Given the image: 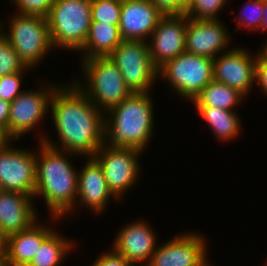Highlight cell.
I'll return each instance as SVG.
<instances>
[{"label":"cell","instance_id":"d4e9b609","mask_svg":"<svg viewBox=\"0 0 267 266\" xmlns=\"http://www.w3.org/2000/svg\"><path fill=\"white\" fill-rule=\"evenodd\" d=\"M122 9V0H92L91 22L118 25Z\"/></svg>","mask_w":267,"mask_h":266},{"label":"cell","instance_id":"83f0119b","mask_svg":"<svg viewBox=\"0 0 267 266\" xmlns=\"http://www.w3.org/2000/svg\"><path fill=\"white\" fill-rule=\"evenodd\" d=\"M229 0H193L186 9L185 15L195 20L220 19L217 14ZM217 15V16H216Z\"/></svg>","mask_w":267,"mask_h":266},{"label":"cell","instance_id":"f1b7e54d","mask_svg":"<svg viewBox=\"0 0 267 266\" xmlns=\"http://www.w3.org/2000/svg\"><path fill=\"white\" fill-rule=\"evenodd\" d=\"M25 72H17L0 77V98L8 102H12L17 96H19L22 90L23 76Z\"/></svg>","mask_w":267,"mask_h":266},{"label":"cell","instance_id":"8d00e7d4","mask_svg":"<svg viewBox=\"0 0 267 266\" xmlns=\"http://www.w3.org/2000/svg\"><path fill=\"white\" fill-rule=\"evenodd\" d=\"M11 139L7 136L6 132L0 127V149H2Z\"/></svg>","mask_w":267,"mask_h":266},{"label":"cell","instance_id":"5b68a950","mask_svg":"<svg viewBox=\"0 0 267 266\" xmlns=\"http://www.w3.org/2000/svg\"><path fill=\"white\" fill-rule=\"evenodd\" d=\"M92 0H54L47 18L54 48L80 51L91 25Z\"/></svg>","mask_w":267,"mask_h":266},{"label":"cell","instance_id":"4fadbf2b","mask_svg":"<svg viewBox=\"0 0 267 266\" xmlns=\"http://www.w3.org/2000/svg\"><path fill=\"white\" fill-rule=\"evenodd\" d=\"M206 240L191 231L173 236L157 246L146 266H199L209 256Z\"/></svg>","mask_w":267,"mask_h":266},{"label":"cell","instance_id":"ab89813d","mask_svg":"<svg viewBox=\"0 0 267 266\" xmlns=\"http://www.w3.org/2000/svg\"><path fill=\"white\" fill-rule=\"evenodd\" d=\"M199 266H213L208 262V257Z\"/></svg>","mask_w":267,"mask_h":266},{"label":"cell","instance_id":"4316f807","mask_svg":"<svg viewBox=\"0 0 267 266\" xmlns=\"http://www.w3.org/2000/svg\"><path fill=\"white\" fill-rule=\"evenodd\" d=\"M31 68L26 67L19 59L11 43L0 34V77L17 72H27Z\"/></svg>","mask_w":267,"mask_h":266},{"label":"cell","instance_id":"9c48e42d","mask_svg":"<svg viewBox=\"0 0 267 266\" xmlns=\"http://www.w3.org/2000/svg\"><path fill=\"white\" fill-rule=\"evenodd\" d=\"M142 153L134 148L111 146L104 142L93 155L102 167L109 190L119 201L141 177L139 159Z\"/></svg>","mask_w":267,"mask_h":266},{"label":"cell","instance_id":"b9f144b4","mask_svg":"<svg viewBox=\"0 0 267 266\" xmlns=\"http://www.w3.org/2000/svg\"><path fill=\"white\" fill-rule=\"evenodd\" d=\"M2 20H0V34H1V32H2V28L4 29V27H3V23L1 22Z\"/></svg>","mask_w":267,"mask_h":266},{"label":"cell","instance_id":"d590c367","mask_svg":"<svg viewBox=\"0 0 267 266\" xmlns=\"http://www.w3.org/2000/svg\"><path fill=\"white\" fill-rule=\"evenodd\" d=\"M263 19L261 22V31L267 32V1H264V8H263Z\"/></svg>","mask_w":267,"mask_h":266},{"label":"cell","instance_id":"6da1fadb","mask_svg":"<svg viewBox=\"0 0 267 266\" xmlns=\"http://www.w3.org/2000/svg\"><path fill=\"white\" fill-rule=\"evenodd\" d=\"M49 111L58 142H54L46 133L37 136L40 137L39 142L76 154L77 157H93L104 144L105 114L96 108L73 81L55 89Z\"/></svg>","mask_w":267,"mask_h":266},{"label":"cell","instance_id":"cb8c5ba5","mask_svg":"<svg viewBox=\"0 0 267 266\" xmlns=\"http://www.w3.org/2000/svg\"><path fill=\"white\" fill-rule=\"evenodd\" d=\"M74 241L54 230L42 243L27 266H59L74 249ZM62 261V262H61Z\"/></svg>","mask_w":267,"mask_h":266},{"label":"cell","instance_id":"9a60e30c","mask_svg":"<svg viewBox=\"0 0 267 266\" xmlns=\"http://www.w3.org/2000/svg\"><path fill=\"white\" fill-rule=\"evenodd\" d=\"M220 19L195 20L188 18L186 24V52L216 58L230 49L231 33ZM226 49V50H225Z\"/></svg>","mask_w":267,"mask_h":266},{"label":"cell","instance_id":"ac0fdd59","mask_svg":"<svg viewBox=\"0 0 267 266\" xmlns=\"http://www.w3.org/2000/svg\"><path fill=\"white\" fill-rule=\"evenodd\" d=\"M162 16L150 0H122L118 24L122 39L149 41Z\"/></svg>","mask_w":267,"mask_h":266},{"label":"cell","instance_id":"7a4b0ae2","mask_svg":"<svg viewBox=\"0 0 267 266\" xmlns=\"http://www.w3.org/2000/svg\"><path fill=\"white\" fill-rule=\"evenodd\" d=\"M36 157L34 199H41L53 220H62L74 208L78 191V171L68 157L76 154L39 142ZM67 156V157H66ZM63 217V218H62Z\"/></svg>","mask_w":267,"mask_h":266},{"label":"cell","instance_id":"44dd1931","mask_svg":"<svg viewBox=\"0 0 267 266\" xmlns=\"http://www.w3.org/2000/svg\"><path fill=\"white\" fill-rule=\"evenodd\" d=\"M122 41L118 25L91 22L84 47L80 52L83 59L107 57Z\"/></svg>","mask_w":267,"mask_h":266},{"label":"cell","instance_id":"52a82bcc","mask_svg":"<svg viewBox=\"0 0 267 266\" xmlns=\"http://www.w3.org/2000/svg\"><path fill=\"white\" fill-rule=\"evenodd\" d=\"M213 59L184 52L158 69V78L166 81L181 99L192 102L213 80Z\"/></svg>","mask_w":267,"mask_h":266},{"label":"cell","instance_id":"60d3db41","mask_svg":"<svg viewBox=\"0 0 267 266\" xmlns=\"http://www.w3.org/2000/svg\"><path fill=\"white\" fill-rule=\"evenodd\" d=\"M260 47H262V50L267 54V40H266L265 44H263Z\"/></svg>","mask_w":267,"mask_h":266},{"label":"cell","instance_id":"f35d334b","mask_svg":"<svg viewBox=\"0 0 267 266\" xmlns=\"http://www.w3.org/2000/svg\"><path fill=\"white\" fill-rule=\"evenodd\" d=\"M0 266H8L3 254H0Z\"/></svg>","mask_w":267,"mask_h":266},{"label":"cell","instance_id":"603a6c76","mask_svg":"<svg viewBox=\"0 0 267 266\" xmlns=\"http://www.w3.org/2000/svg\"><path fill=\"white\" fill-rule=\"evenodd\" d=\"M244 99L246 97L238 90L212 80L191 103L195 107H217L234 111Z\"/></svg>","mask_w":267,"mask_h":266},{"label":"cell","instance_id":"e575fe53","mask_svg":"<svg viewBox=\"0 0 267 266\" xmlns=\"http://www.w3.org/2000/svg\"><path fill=\"white\" fill-rule=\"evenodd\" d=\"M8 236L0 226V254H4L7 247Z\"/></svg>","mask_w":267,"mask_h":266},{"label":"cell","instance_id":"d6a6232c","mask_svg":"<svg viewBox=\"0 0 267 266\" xmlns=\"http://www.w3.org/2000/svg\"><path fill=\"white\" fill-rule=\"evenodd\" d=\"M163 15H182L186 8L178 0H150Z\"/></svg>","mask_w":267,"mask_h":266},{"label":"cell","instance_id":"7c38bea8","mask_svg":"<svg viewBox=\"0 0 267 266\" xmlns=\"http://www.w3.org/2000/svg\"><path fill=\"white\" fill-rule=\"evenodd\" d=\"M257 54L245 48L232 49L213 59V80L238 90L248 96L255 85Z\"/></svg>","mask_w":267,"mask_h":266},{"label":"cell","instance_id":"8fae6325","mask_svg":"<svg viewBox=\"0 0 267 266\" xmlns=\"http://www.w3.org/2000/svg\"><path fill=\"white\" fill-rule=\"evenodd\" d=\"M14 140L0 149V184L3 191L19 192L34 198L37 150L16 148Z\"/></svg>","mask_w":267,"mask_h":266},{"label":"cell","instance_id":"f546056e","mask_svg":"<svg viewBox=\"0 0 267 266\" xmlns=\"http://www.w3.org/2000/svg\"><path fill=\"white\" fill-rule=\"evenodd\" d=\"M54 0H12L16 13L47 16Z\"/></svg>","mask_w":267,"mask_h":266},{"label":"cell","instance_id":"277c9868","mask_svg":"<svg viewBox=\"0 0 267 266\" xmlns=\"http://www.w3.org/2000/svg\"><path fill=\"white\" fill-rule=\"evenodd\" d=\"M81 63L84 82L82 84L78 77L72 81L104 114L132 93L108 56L82 59Z\"/></svg>","mask_w":267,"mask_h":266},{"label":"cell","instance_id":"7402d4cb","mask_svg":"<svg viewBox=\"0 0 267 266\" xmlns=\"http://www.w3.org/2000/svg\"><path fill=\"white\" fill-rule=\"evenodd\" d=\"M200 117L209 125L215 137L222 142L237 139L241 133V117L236 111L217 107H196ZM236 137V138H235Z\"/></svg>","mask_w":267,"mask_h":266},{"label":"cell","instance_id":"74e56055","mask_svg":"<svg viewBox=\"0 0 267 266\" xmlns=\"http://www.w3.org/2000/svg\"><path fill=\"white\" fill-rule=\"evenodd\" d=\"M186 9L190 6L193 0H178Z\"/></svg>","mask_w":267,"mask_h":266},{"label":"cell","instance_id":"5bb4252c","mask_svg":"<svg viewBox=\"0 0 267 266\" xmlns=\"http://www.w3.org/2000/svg\"><path fill=\"white\" fill-rule=\"evenodd\" d=\"M188 17L163 15L147 41L153 65L159 69L166 62L186 52V24Z\"/></svg>","mask_w":267,"mask_h":266},{"label":"cell","instance_id":"ffe728a7","mask_svg":"<svg viewBox=\"0 0 267 266\" xmlns=\"http://www.w3.org/2000/svg\"><path fill=\"white\" fill-rule=\"evenodd\" d=\"M39 221L38 219V222H34L26 230L8 236L7 247L3 254L8 266H27L43 241L55 230Z\"/></svg>","mask_w":267,"mask_h":266},{"label":"cell","instance_id":"1f68e13d","mask_svg":"<svg viewBox=\"0 0 267 266\" xmlns=\"http://www.w3.org/2000/svg\"><path fill=\"white\" fill-rule=\"evenodd\" d=\"M99 257V258H98ZM91 266H134L113 248L99 255Z\"/></svg>","mask_w":267,"mask_h":266},{"label":"cell","instance_id":"ba28073f","mask_svg":"<svg viewBox=\"0 0 267 266\" xmlns=\"http://www.w3.org/2000/svg\"><path fill=\"white\" fill-rule=\"evenodd\" d=\"M108 57L132 93L150 92L158 82V69L152 63L147 42L123 40Z\"/></svg>","mask_w":267,"mask_h":266},{"label":"cell","instance_id":"30bf717a","mask_svg":"<svg viewBox=\"0 0 267 266\" xmlns=\"http://www.w3.org/2000/svg\"><path fill=\"white\" fill-rule=\"evenodd\" d=\"M44 82L46 85H40L38 89H25L10 103L8 137L11 140H20L24 135L37 129L36 126H39L48 115L51 97L60 85L49 84L46 80Z\"/></svg>","mask_w":267,"mask_h":266},{"label":"cell","instance_id":"d6986e66","mask_svg":"<svg viewBox=\"0 0 267 266\" xmlns=\"http://www.w3.org/2000/svg\"><path fill=\"white\" fill-rule=\"evenodd\" d=\"M34 198L19 192H0V226L7 236L28 229L38 221Z\"/></svg>","mask_w":267,"mask_h":266},{"label":"cell","instance_id":"3957f363","mask_svg":"<svg viewBox=\"0 0 267 266\" xmlns=\"http://www.w3.org/2000/svg\"><path fill=\"white\" fill-rule=\"evenodd\" d=\"M153 104L149 92H133L110 109L105 114V143L145 153L155 131Z\"/></svg>","mask_w":267,"mask_h":266},{"label":"cell","instance_id":"836d02e7","mask_svg":"<svg viewBox=\"0 0 267 266\" xmlns=\"http://www.w3.org/2000/svg\"><path fill=\"white\" fill-rule=\"evenodd\" d=\"M10 103L0 98V127L6 132L8 136V122H9V111Z\"/></svg>","mask_w":267,"mask_h":266},{"label":"cell","instance_id":"2e32d148","mask_svg":"<svg viewBox=\"0 0 267 266\" xmlns=\"http://www.w3.org/2000/svg\"><path fill=\"white\" fill-rule=\"evenodd\" d=\"M150 226L142 219L126 224L117 231L111 248L134 266H146L158 246L156 232Z\"/></svg>","mask_w":267,"mask_h":266},{"label":"cell","instance_id":"8992f818","mask_svg":"<svg viewBox=\"0 0 267 266\" xmlns=\"http://www.w3.org/2000/svg\"><path fill=\"white\" fill-rule=\"evenodd\" d=\"M9 19V31L2 29V35L11 43L26 67H35L54 49L47 18L15 13Z\"/></svg>","mask_w":267,"mask_h":266},{"label":"cell","instance_id":"e0dca14e","mask_svg":"<svg viewBox=\"0 0 267 266\" xmlns=\"http://www.w3.org/2000/svg\"><path fill=\"white\" fill-rule=\"evenodd\" d=\"M87 161L78 171V191L74 208L68 213L73 215L76 205L101 215L107 209L112 198L119 200L109 190L101 165L94 157H86Z\"/></svg>","mask_w":267,"mask_h":266},{"label":"cell","instance_id":"484cf974","mask_svg":"<svg viewBox=\"0 0 267 266\" xmlns=\"http://www.w3.org/2000/svg\"><path fill=\"white\" fill-rule=\"evenodd\" d=\"M264 2L262 0H248L245 6L242 8V14L240 13L236 20V29L238 31L241 27L248 29V31H261V22L263 19Z\"/></svg>","mask_w":267,"mask_h":266},{"label":"cell","instance_id":"4dcf8cb0","mask_svg":"<svg viewBox=\"0 0 267 266\" xmlns=\"http://www.w3.org/2000/svg\"><path fill=\"white\" fill-rule=\"evenodd\" d=\"M255 85L267 96V54L260 48L256 60Z\"/></svg>","mask_w":267,"mask_h":266}]
</instances>
